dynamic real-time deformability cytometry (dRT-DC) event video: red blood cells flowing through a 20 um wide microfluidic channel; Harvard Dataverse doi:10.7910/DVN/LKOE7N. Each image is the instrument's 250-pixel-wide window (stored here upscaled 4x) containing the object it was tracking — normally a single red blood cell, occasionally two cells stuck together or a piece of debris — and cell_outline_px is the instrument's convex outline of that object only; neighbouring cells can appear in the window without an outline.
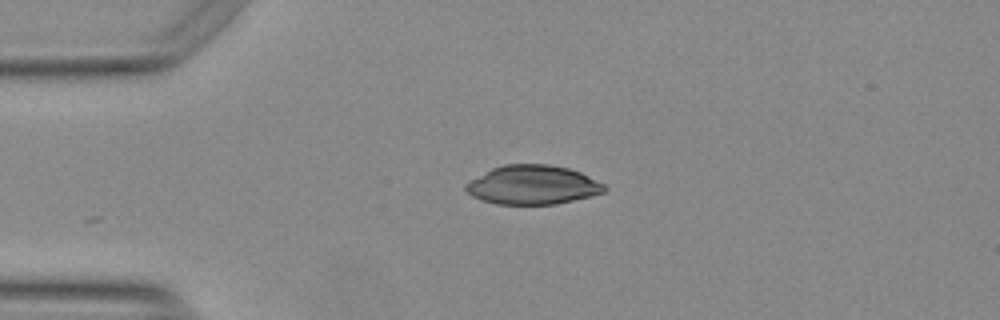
{"species": "Egyptian fruit bat (a non-hibernating species)", "species_latin": "Rousettus aegyptiacus", "temperature_condition": "warm", "stored_images_in_passage": 22, "camera_frame_rate_fps": 3000, "um_per_image_px": 0.085, "animal": {"sex": "female"}, "frame": {"image": 1, "passage_image": 1, "time_ms": 0.0, "image_size_px": [1000, 320], "cell_outline_px": [[608, 188], [604, 192], [556, 204], [496, 204], [472, 196], [464, 188], [464, 184], [492, 168], [504, 164], [548, 164], [568, 168], [580, 172], [604, 184]], "centroid_in_image_um": [45.27, 15.71], "position_along_channel_um": 39.7, "area_um2": 31.27}}
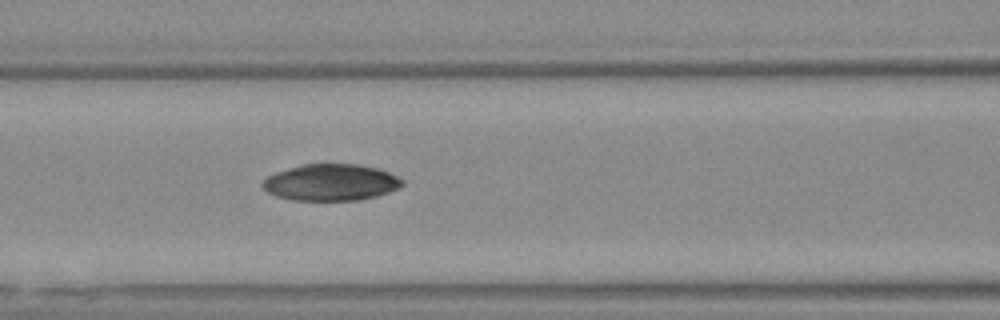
{"frame": {"image": 2, "passage_image": 11, "time_ms": 3.333, "image_size_px": [1000, 320], "cell_outline_px": [[404, 184], [388, 192], [376, 196], [356, 200], [292, 200], [276, 196], [268, 192], [260, 184], [268, 176], [276, 172], [304, 164], [356, 164], [380, 168], [404, 180]], "centroid_in_image_um": [28.12, 15.5], "position_along_channel_um": 138.5, "area_um2": 29.59}}
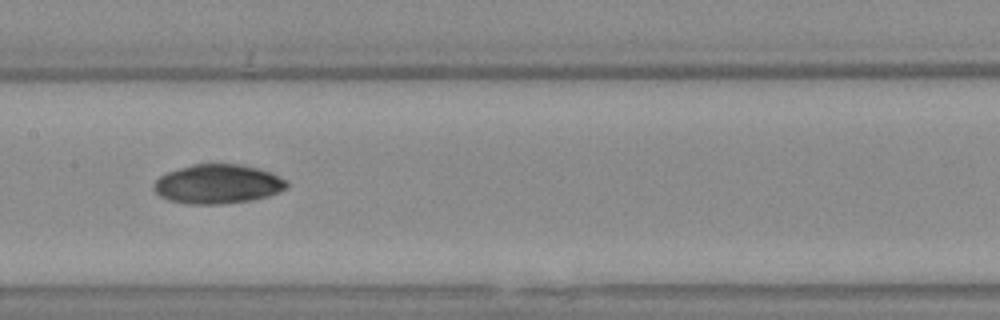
{"frame": {"image": 3, "passage_image": 15, "time_ms": 4.667, "image_size_px": [1000, 320], "cell_outline_px": [[288, 184], [284, 188], [268, 196], [252, 200], [220, 204], [188, 204], [168, 200], [160, 196], [152, 188], [152, 184], [160, 176], [168, 172], [192, 164], [240, 164], [272, 172], [288, 180]], "centroid_in_image_um": [18.49, 15.64], "position_along_channel_um": 188.9, "area_um2": 30.4}}